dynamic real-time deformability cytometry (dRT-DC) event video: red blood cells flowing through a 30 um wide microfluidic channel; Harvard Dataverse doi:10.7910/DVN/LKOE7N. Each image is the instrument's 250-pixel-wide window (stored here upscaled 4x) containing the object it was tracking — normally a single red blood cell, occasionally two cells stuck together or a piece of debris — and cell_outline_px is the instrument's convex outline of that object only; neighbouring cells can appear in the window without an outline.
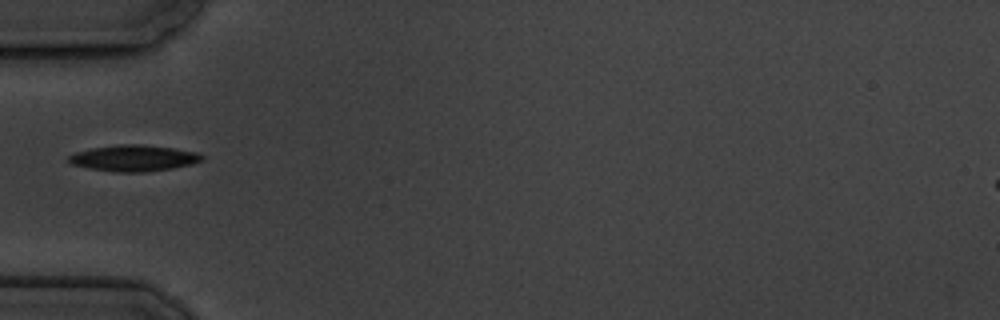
{"species": "common noctule bat (a hibernating species)", "species_latin": "Nyctalus noctula", "temperature_condition": "cold", "stored_images_in_passage": 3, "camera_frame_rate_fps": 3000, "um_per_image_px": 0.085, "animal": {"sex": "male", "body_mass_g": 19.5, "forearm_length_mm": 54.6}, "frame": {"image": 1, "passage_image": 1, "time_ms": 0.0, "image_size_px": [1000, 320], "cell_outline_px": [[204, 160], [192, 164], [172, 168], [144, 172], [116, 172], [88, 168], [72, 164], [68, 160], [68, 156], [76, 152], [92, 148], [120, 144], [140, 144], [172, 148], [196, 152], [204, 156]], "centroid_in_image_um": [11.38, 13.44], "position_along_channel_um": 73.6, "area_um2": 20.23}}
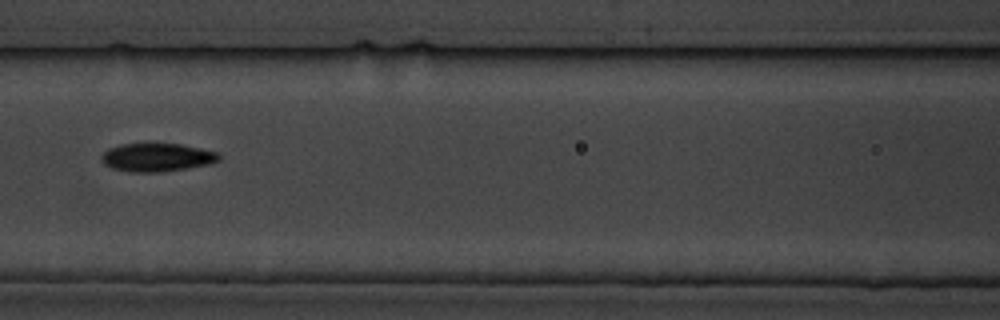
{"frame": {"image": 2, "passage_image": 3, "time_ms": 2.333, "image_size_px": [1000, 320], "cell_outline_px": [[220, 160], [208, 164], [160, 172], [132, 172], [112, 168], [104, 164], [100, 160], [100, 156], [108, 148], [120, 144], [180, 144], [200, 148], [216, 152], [220, 156]], "centroid_in_image_um": [13.29, 13.37], "position_along_channel_um": 153.3, "area_um2": 19.19}}